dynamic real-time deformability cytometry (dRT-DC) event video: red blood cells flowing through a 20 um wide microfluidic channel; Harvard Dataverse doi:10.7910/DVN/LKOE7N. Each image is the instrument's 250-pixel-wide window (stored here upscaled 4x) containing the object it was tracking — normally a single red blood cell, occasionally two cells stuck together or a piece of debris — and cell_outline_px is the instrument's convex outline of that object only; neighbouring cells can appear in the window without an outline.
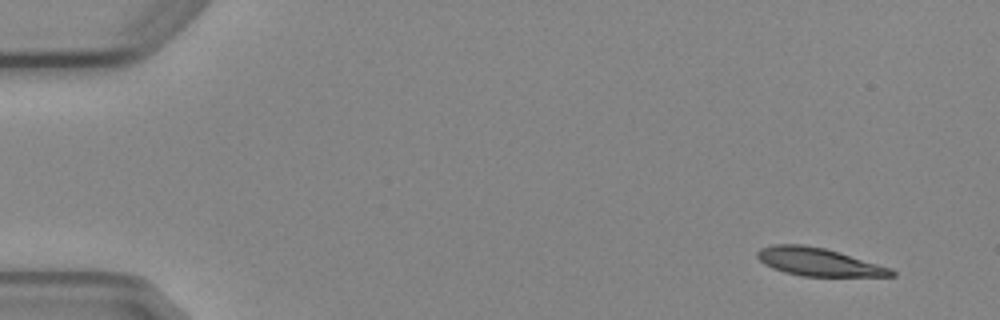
{"species": "Egyptian fruit bat (a non-hibernating species)", "species_latin": "Rousettus aegyptiacus", "temperature_condition": "cold", "stored_images_in_passage": 6, "camera_frame_rate_fps": 3000, "um_per_image_px": 0.085, "animal": {"sex": "female"}, "frame": {"image": 1, "passage_image": 1, "time_ms": 0.0, "image_size_px": [1000, 320], "cell_outline_px": [[896, 276], [804, 276], [784, 272], [772, 268], [764, 264], [756, 256], [756, 252], [760, 248], [772, 244], [804, 244], [824, 248], [840, 252], [892, 268], [896, 272]], "centroid_in_image_um": [69.56, 22.25], "position_along_channel_um": 15.4, "area_um2": 21.96}}
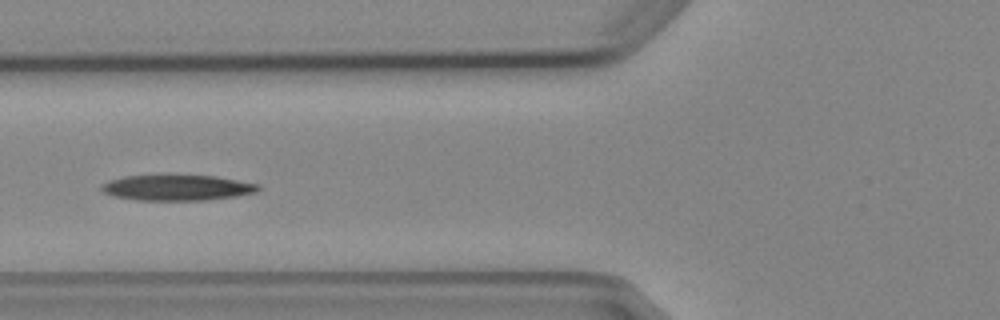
{"frame": {"image": 2, "passage_image": 6, "time_ms": 5.667, "image_size_px": [1000, 320], "cell_outline_px": [[260, 188], [256, 192], [236, 196], [208, 200], [136, 200], [112, 196], [104, 192], [100, 188], [100, 184], [108, 180], [124, 176], [216, 176], [260, 184]], "centroid_in_image_um": [15.04, 15.96], "position_along_channel_um": 110.8, "area_um2": 23.35}}